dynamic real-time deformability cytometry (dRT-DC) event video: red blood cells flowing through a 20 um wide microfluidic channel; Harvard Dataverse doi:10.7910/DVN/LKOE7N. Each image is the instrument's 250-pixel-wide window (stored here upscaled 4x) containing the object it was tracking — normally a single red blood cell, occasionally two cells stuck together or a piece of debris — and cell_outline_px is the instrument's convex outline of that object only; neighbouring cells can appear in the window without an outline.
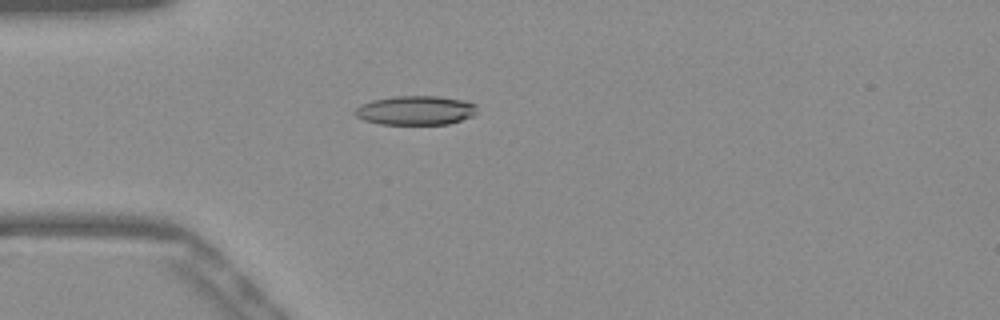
{"species": "Egyptian fruit bat (a non-hibernating species)", "species_latin": "Rousettus aegyptiacus", "temperature_condition": "warm", "stored_images_in_passage": 40, "camera_frame_rate_fps": 3000, "um_per_image_px": 0.085, "frame": {"image": 1, "passage_image": 2, "time_ms": 0.333, "image_size_px": [1000, 320], "cell_outline_px": [[476, 112], [472, 116], [448, 124], [380, 124], [364, 120], [356, 116], [352, 112], [356, 108], [372, 100], [396, 96], [440, 96], [460, 100], [476, 104]], "centroid_in_image_um": [35.31, 9.38], "position_along_channel_um": 49.7, "area_um2": 20.58}}
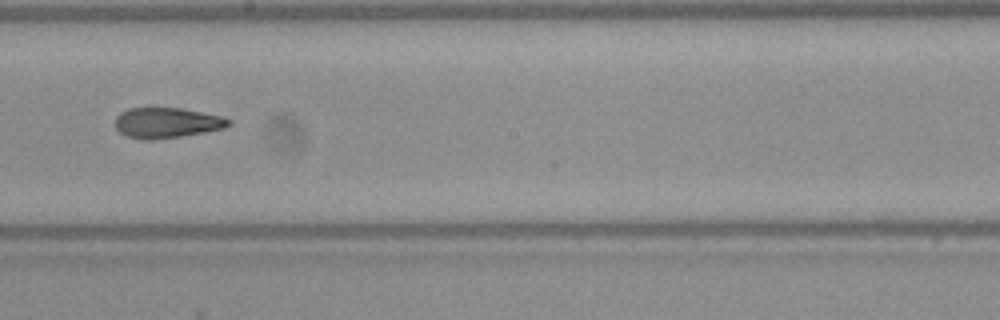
{"frame": {"image": 2, "passage_image": 17, "time_ms": 5.333, "image_size_px": [1000, 320], "cell_outline_px": [[232, 124], [224, 128], [204, 132], [180, 136], [152, 140], [144, 140], [128, 136], [120, 132], [116, 128], [116, 116], [120, 112], [128, 108], [180, 108], [220, 116], [232, 120]], "centroid_in_image_um": [14.17, 10.44], "position_along_channel_um": 234.0, "area_um2": 19.94}}
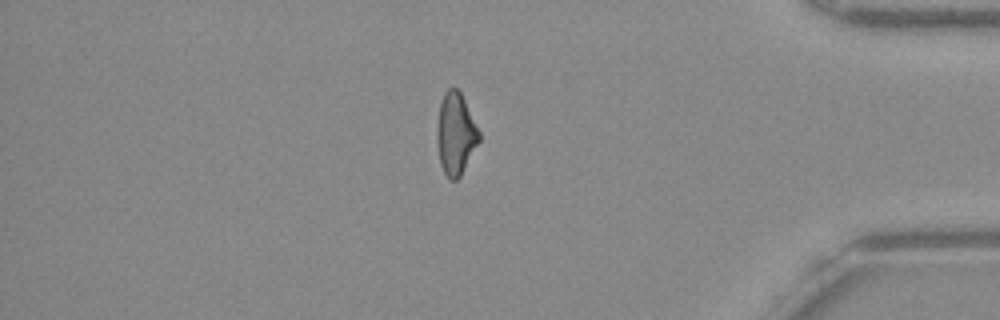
{"frame": {"image": 3, "passage_image": 32, "time_ms": 10.333, "image_size_px": [1000, 320], "cell_outline_px": [[480, 140], [460, 176], [456, 180], [448, 180], [440, 164], [440, 104], [444, 92], [448, 88], [456, 88], [460, 92], [480, 132]], "centroid_in_image_um": [38.79, 11.39], "position_along_channel_um": 396.4, "area_um2": 19.02}, "authors_computed_cell_mechanics": {"area_um2": 20.4034, "velocity_mm_per_s": 3.9016, "shape_relaxation_time_tau1_ms": 7.4535, "shape_relaxation_time_tau2_ms": 2.6676, "deformation_change_tau1": 0.2217, "deformation_change_tau2": 0.1134}}